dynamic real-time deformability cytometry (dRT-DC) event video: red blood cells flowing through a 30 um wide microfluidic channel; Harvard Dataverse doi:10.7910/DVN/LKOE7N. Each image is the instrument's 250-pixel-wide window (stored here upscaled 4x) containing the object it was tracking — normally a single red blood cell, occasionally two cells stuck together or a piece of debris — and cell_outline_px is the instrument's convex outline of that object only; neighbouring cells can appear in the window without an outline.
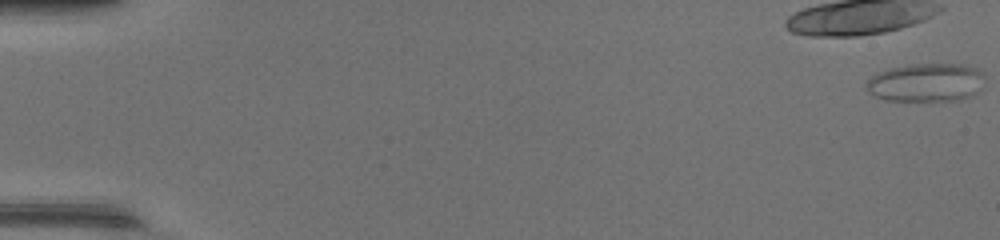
{"species": "common noctule bat (a hibernating species)", "species_latin": "Nyctalus noctula", "temperature_condition": "warm", "stored_images_in_passage": 49, "camera_frame_rate_fps": 3000, "um_per_image_px": 0.085, "animal": {"sex": "female", "body_mass_g": 17.0, "forearm_length_mm": 48.0}, "frame": {"image": 1, "passage_image": 1, "time_ms": 0.0, "image_size_px": [1000, 240], "cell_outline_px": [[984, 76], [980, 92], [972, 96], [960, 100], [884, 100], [868, 92], [864, 84], [876, 72], [888, 68], [912, 64], [964, 64], [976, 68], [984, 72]], "centroid_in_image_um": [78.73, 7.0], "position_along_channel_um": 6.3, "area_um2": 26.82}}
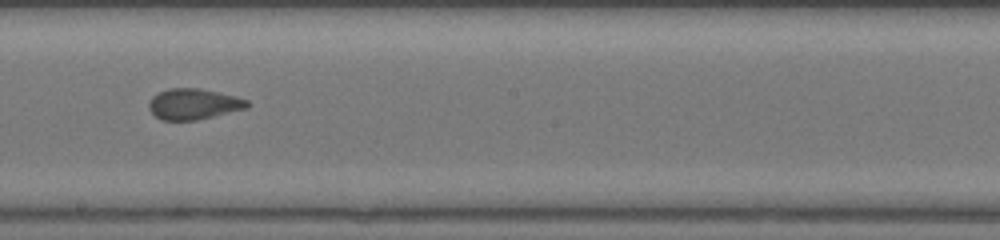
{"frame": {"image": 2, "passage_image": 29, "time_ms": 9.333, "image_size_px": [1000, 240], "cell_outline_px": [[248, 108], [196, 120], [160, 120], [148, 108], [148, 104], [152, 96], [168, 88], [200, 88], [236, 96], [248, 100]], "centroid_in_image_um": [16.45, 8.84], "position_along_channel_um": 231.8, "area_um2": 17.63}}
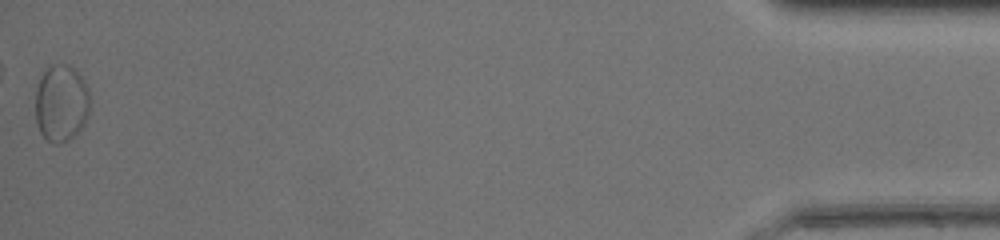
{"frame": {"image": 3, "passage_image": 49, "time_ms": 16.0, "image_size_px": [1000, 240], "cell_outline_px": [[88, 116], [84, 124], [68, 140], [60, 144], [52, 144], [40, 132], [36, 124], [36, 88], [48, 64], [68, 64], [84, 80], [88, 88]], "centroid_in_image_um": [5.18, 8.77], "position_along_channel_um": 430.0, "area_um2": 24.33}}